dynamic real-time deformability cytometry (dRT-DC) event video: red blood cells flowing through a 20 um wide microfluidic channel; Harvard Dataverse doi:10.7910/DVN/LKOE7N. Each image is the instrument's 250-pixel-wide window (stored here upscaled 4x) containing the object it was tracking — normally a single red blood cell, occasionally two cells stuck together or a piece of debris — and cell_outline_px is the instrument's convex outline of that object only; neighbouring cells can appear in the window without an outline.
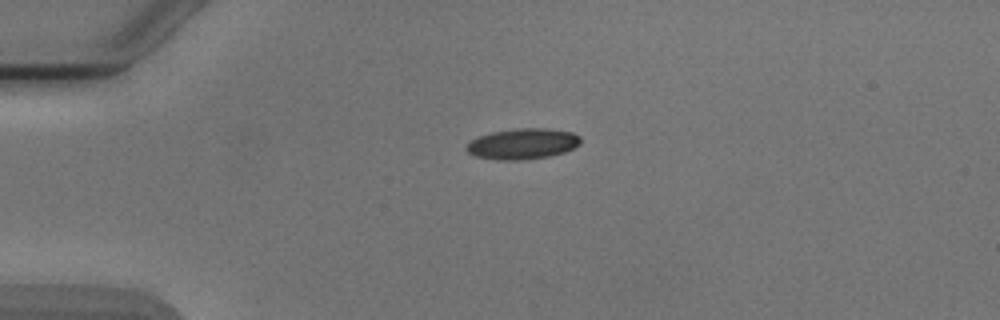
{"species": "Egyptian fruit bat (a non-hibernating species)", "species_latin": "Rousettus aegyptiacus", "temperature_condition": "cold", "stored_images_in_passage": 3, "camera_frame_rate_fps": 3000, "um_per_image_px": 0.085, "animal": {"sex": "male"}, "frame": {"image": 1, "passage_image": 1, "time_ms": 0.0, "image_size_px": [1000, 320], "cell_outline_px": [[580, 144], [564, 152], [548, 156], [520, 160], [500, 160], [476, 156], [468, 152], [464, 148], [472, 140], [480, 136], [492, 132], [516, 128], [548, 128], [572, 132], [580, 136]], "centroid_in_image_um": [44.44, 12.21], "position_along_channel_um": 40.6, "area_um2": 20.29}}
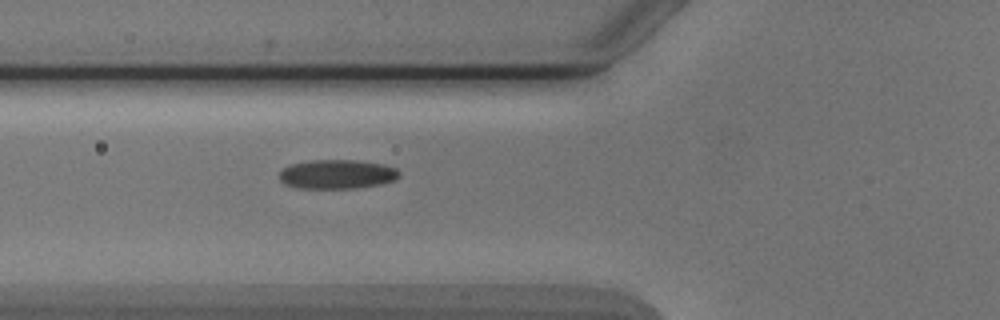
{"frame": {"image": 2, "passage_image": 3, "time_ms": 2.333, "image_size_px": [1000, 320], "cell_outline_px": [[400, 176], [396, 180], [384, 184], [356, 188], [300, 188], [284, 184], [280, 180], [280, 172], [288, 164], [312, 160], [356, 160], [384, 164], [396, 168], [400, 172]], "centroid_in_image_um": [28.69, 14.81], "position_along_channel_um": 97.1, "area_um2": 20.63}}